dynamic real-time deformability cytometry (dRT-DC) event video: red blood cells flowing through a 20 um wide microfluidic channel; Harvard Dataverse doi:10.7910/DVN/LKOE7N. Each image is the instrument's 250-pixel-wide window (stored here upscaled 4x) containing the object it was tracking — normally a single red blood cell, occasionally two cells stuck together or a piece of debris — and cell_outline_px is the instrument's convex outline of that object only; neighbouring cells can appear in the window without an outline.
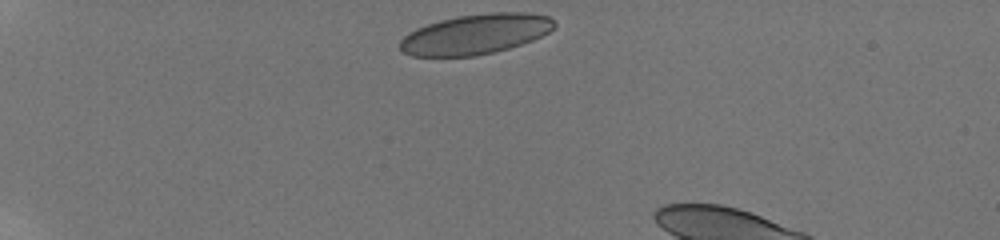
{"species": "human", "species_latin": "Homo sapiens", "temperature_condition": "room temperature", "stored_images_in_passage": 64, "camera_frame_rate_fps": 3000, "um_per_image_px": 0.085, "donor": {"sex": "male"}, "frame": {"image": 1, "passage_image": 1, "time_ms": 0.0, "image_size_px": [1000, 240], "cell_outline_px": [[556, 24], [548, 32], [532, 40], [508, 48], [476, 56], [412, 56], [404, 52], [400, 48], [400, 40], [408, 32], [416, 28], [440, 20], [460, 16], [492, 12], [528, 12], [548, 16]], "centroid_in_image_um": [40.4, 2.9], "position_along_channel_um": 44.6, "area_um2": 35.78}}
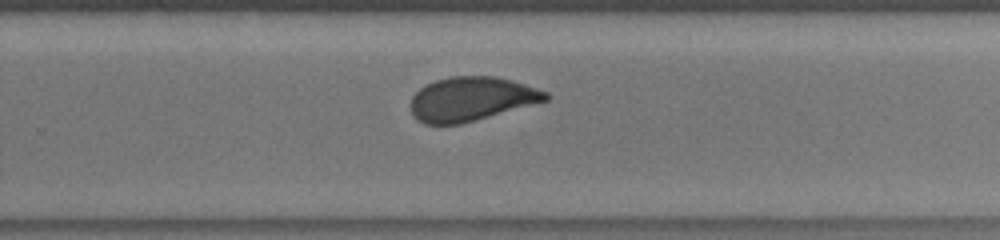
{"frame": {"image": 2, "passage_image": 38, "time_ms": 8.0, "image_size_px": [1000, 240], "cell_outline_px": [[552, 96], [548, 100], [476, 120], [460, 124], [424, 124], [416, 120], [412, 116], [412, 96], [420, 88], [436, 80], [452, 76], [496, 76], [512, 80], [548, 92]], "centroid_in_image_um": [40.08, 8.41], "position_along_channel_um": 289.7, "area_um2": 34.56}}
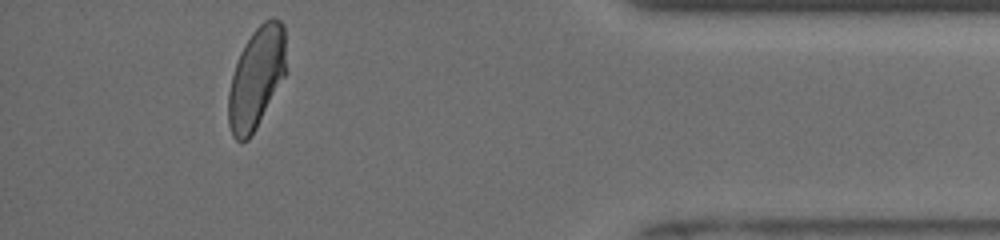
{"frame": {"image": 3, "passage_image": 58, "time_ms": 12.0, "image_size_px": [1000, 240], "cell_outline_px": [[288, 72], [256, 128], [248, 140], [236, 140], [232, 136], [228, 124], [228, 92], [232, 76], [240, 52], [244, 44], [252, 32], [264, 20], [272, 16], [280, 20], [284, 24]], "centroid_in_image_um": [21.83, 6.58], "position_along_channel_um": 413.4, "area_um2": 34.68}}